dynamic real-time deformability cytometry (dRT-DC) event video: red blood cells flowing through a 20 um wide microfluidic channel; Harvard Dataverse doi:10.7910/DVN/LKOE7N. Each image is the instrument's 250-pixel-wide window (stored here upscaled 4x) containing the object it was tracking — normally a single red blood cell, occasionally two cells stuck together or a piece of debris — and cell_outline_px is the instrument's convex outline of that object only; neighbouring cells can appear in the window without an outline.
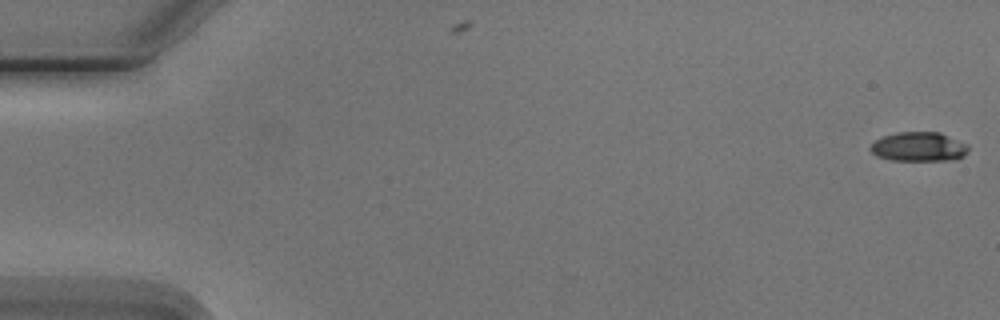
{"species": "Egyptian fruit bat (a non-hibernating species)", "species_latin": "Rousettus aegyptiacus", "temperature_condition": "cold", "stored_images_in_passage": 6, "camera_frame_rate_fps": 3000, "um_per_image_px": 0.085, "animal": {"sex": "male"}, "frame": {"image": 1, "passage_image": 1, "time_ms": 0.0, "image_size_px": [1000, 320], "cell_outline_px": [[968, 152], [964, 156], [956, 160], [892, 160], [876, 156], [868, 148], [876, 140], [884, 136], [896, 132], [940, 132], [968, 144]], "centroid_in_image_um": [78.12, 12.47], "position_along_channel_um": 6.9, "area_um2": 16.82}}
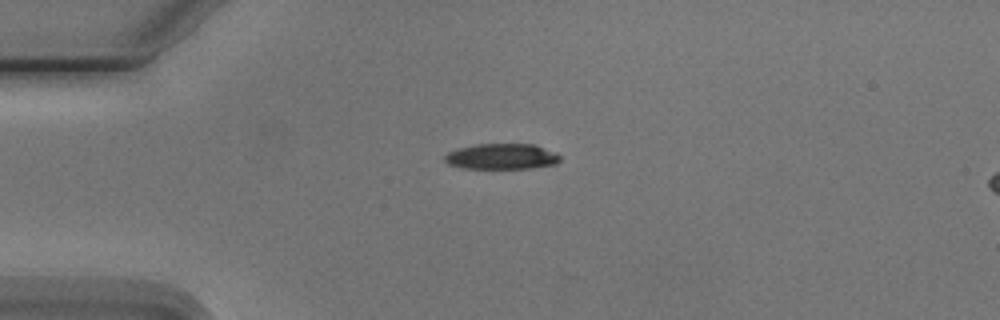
{"frame": {"image": 2, "passage_image": 4, "time_ms": 4.333, "image_size_px": [1000, 320], "cell_outline_px": [[560, 160], [556, 164], [532, 168], [460, 168], [448, 164], [444, 160], [444, 156], [448, 152], [456, 148], [476, 144], [536, 144], [556, 152], [560, 156]], "centroid_in_image_um": [42.64, 13.29], "position_along_channel_um": 42.4, "area_um2": 17.46}}